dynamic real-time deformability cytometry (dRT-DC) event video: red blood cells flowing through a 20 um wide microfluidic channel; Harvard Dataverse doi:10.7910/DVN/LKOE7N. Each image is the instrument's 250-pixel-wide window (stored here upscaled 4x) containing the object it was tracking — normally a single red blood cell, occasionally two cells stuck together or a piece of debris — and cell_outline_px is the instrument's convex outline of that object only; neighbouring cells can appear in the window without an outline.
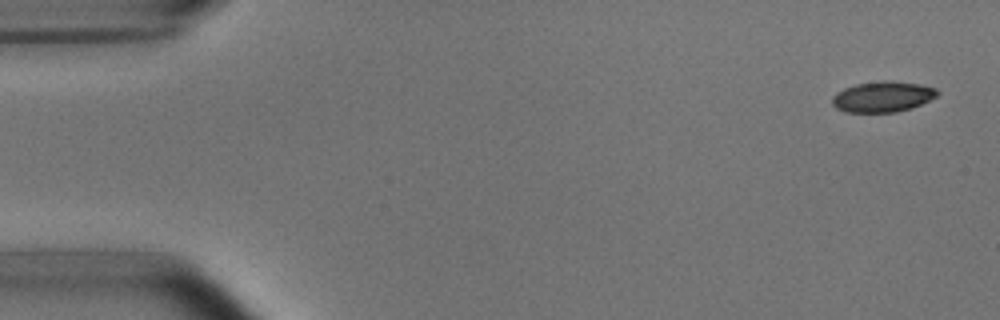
{"species": "common noctule bat (a hibernating species)", "species_latin": "Nyctalus noctula", "temperature_condition": "room temperature", "stored_images_in_passage": 4, "camera_frame_rate_fps": 3000, "um_per_image_px": 0.085, "animal": {"sex": "male", "body_mass_g": 15.6}, "frame": {"image": 1, "passage_image": 1, "time_ms": 0.0, "image_size_px": [1000, 320], "cell_outline_px": [[940, 92], [936, 96], [912, 108], [896, 112], [844, 112], [836, 108], [832, 104], [832, 96], [836, 92], [844, 88], [856, 84], [884, 80], [888, 80], [920, 84], [936, 88]], "centroid_in_image_um": [75.0, 8.22], "position_along_channel_um": 10.0, "area_um2": 18.84}}
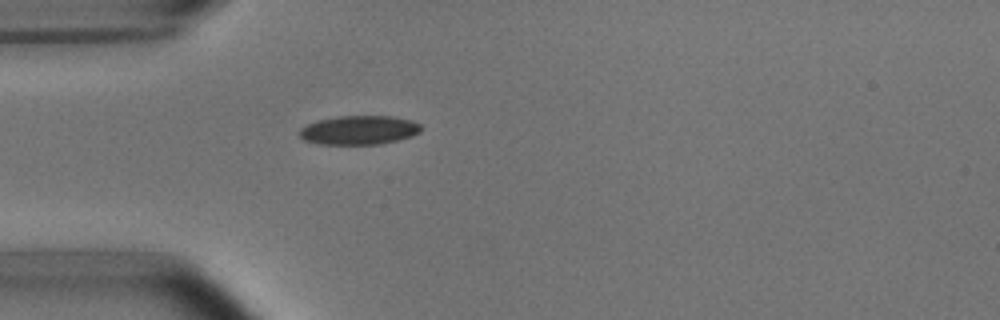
{"frame": {"image": 2, "passage_image": 4, "time_ms": 4.333, "image_size_px": [1000, 320], "cell_outline_px": [[424, 128], [420, 132], [412, 136], [380, 144], [320, 144], [304, 140], [300, 136], [300, 128], [316, 120], [336, 116], [392, 116], [412, 120], [420, 124]], "centroid_in_image_um": [30.54, 11.05], "position_along_channel_um": 54.5, "area_um2": 20.63}}